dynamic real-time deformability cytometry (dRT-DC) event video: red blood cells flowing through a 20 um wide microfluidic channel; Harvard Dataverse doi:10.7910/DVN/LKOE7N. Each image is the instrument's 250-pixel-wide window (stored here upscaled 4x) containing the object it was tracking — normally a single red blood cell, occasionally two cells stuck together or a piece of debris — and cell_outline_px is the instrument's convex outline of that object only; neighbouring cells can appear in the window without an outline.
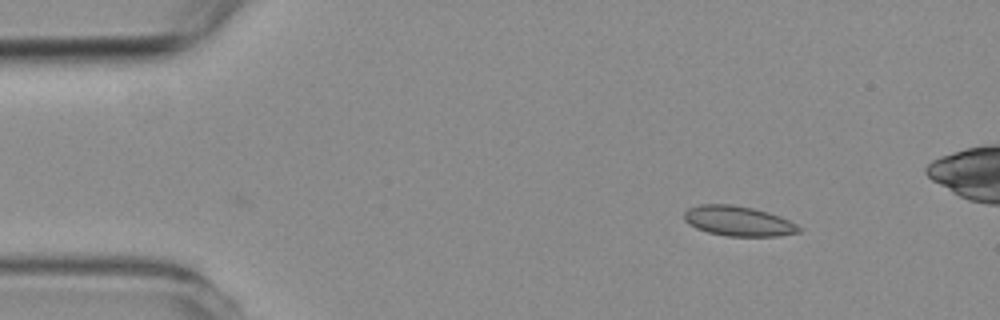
{"species": "common noctule bat (a hibernating species)", "species_latin": "Nyctalus noctula", "temperature_condition": "room temperature", "stored_images_in_passage": 45, "camera_frame_rate_fps": 3000, "um_per_image_px": 0.085, "animal": {"sex": "female", "body_mass_g": 19.3, "forearm_length_mm": 54.1}, "frame": {"image": 1, "passage_image": 1, "time_ms": 0.0, "image_size_px": [1000, 320], "cell_outline_px": [[804, 228], [800, 232], [780, 236], [728, 236], [708, 232], [696, 228], [688, 224], [684, 220], [684, 212], [688, 208], [700, 204], [732, 204], [752, 208], [768, 212], [780, 216]], "centroid_in_image_um": [62.76, 18.79], "position_along_channel_um": 22.2, "area_um2": 20.17}}
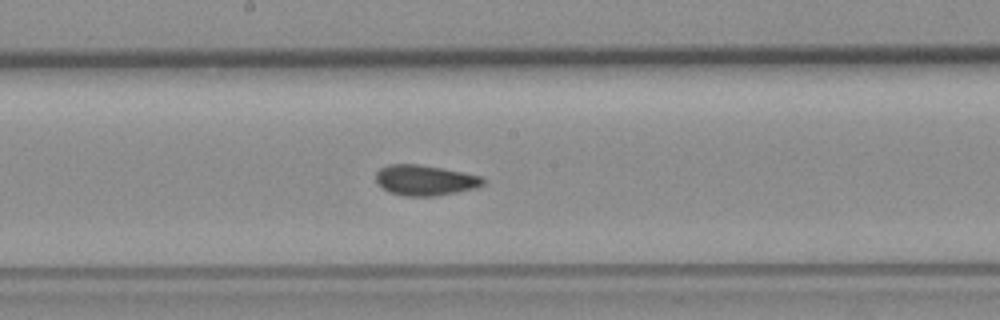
{"frame": {"image": 2, "passage_image": 22, "time_ms": 7.0, "image_size_px": [1000, 320], "cell_outline_px": [[484, 184], [476, 188], [436, 196], [404, 196], [388, 192], [380, 188], [376, 184], [376, 172], [380, 168], [388, 164], [416, 164], [440, 168], [480, 176], [484, 180]], "centroid_in_image_um": [36.05, 15.33], "position_along_channel_um": 212.1, "area_um2": 19.02}}
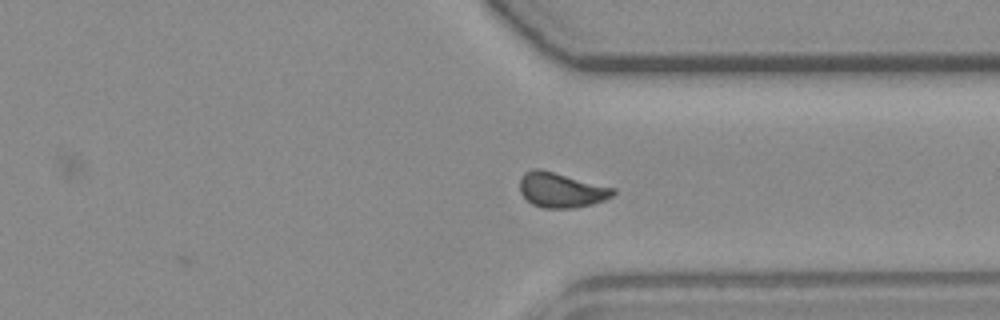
{"frame": {"image": 3, "passage_image": 34, "time_ms": 11.0, "image_size_px": [1000, 320], "cell_outline_px": [[616, 192], [612, 196], [604, 200], [592, 204], [572, 208], [544, 208], [532, 204], [520, 192], [520, 180], [524, 172], [532, 168], [540, 168], [616, 188]], "centroid_in_image_um": [47.71, 16.14], "position_along_channel_um": 363.7, "area_um2": 19.07}, "authors_computed_cell_mechanics": {"area_um2": 19.0162, "velocity_mm_per_s": 3.7968, "shape_relaxation_time_tau1_ms": null, "shape_relaxation_time_tau2_ms": 0.9638, "deformation_change_tau1": null, "deformation_change_tau2": 0.0652}}